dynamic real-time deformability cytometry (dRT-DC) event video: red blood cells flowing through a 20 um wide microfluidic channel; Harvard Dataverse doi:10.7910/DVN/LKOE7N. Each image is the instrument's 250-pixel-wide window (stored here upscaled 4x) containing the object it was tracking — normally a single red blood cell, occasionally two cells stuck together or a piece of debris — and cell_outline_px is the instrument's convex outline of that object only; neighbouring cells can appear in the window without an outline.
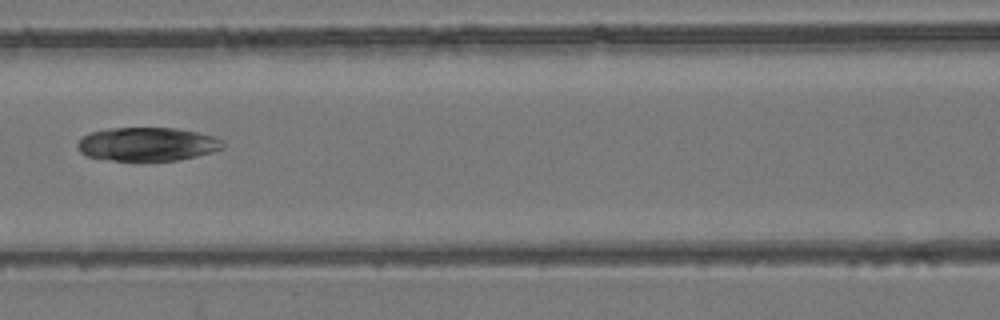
{"species": "common noctule bat (a hibernating species)", "species_latin": "Nyctalus noctula", "temperature_condition": "room temperature", "stored_images_in_passage": 8, "camera_frame_rate_fps": 3000, "um_per_image_px": 0.085, "animal": {"sex": "female", "body_mass_g": 24.6, "forearm_length_mm": 56.2}, "frame": {"image": 1, "passage_image": 7, "time_ms": 7.667, "image_size_px": [1000, 320], "cell_outline_px": [[224, 148], [212, 152], [196, 156], [176, 160], [148, 164], [136, 164], [84, 156], [76, 148], [76, 144], [88, 132], [108, 128], [176, 128], [216, 136], [224, 140]], "centroid_in_image_um": [12.5, 12.3], "position_along_channel_um": 154.1, "area_um2": 29.77}}
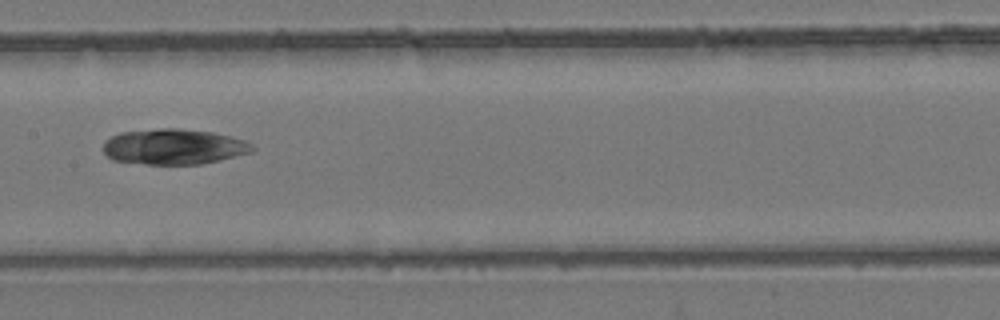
{"frame": {"image": 2, "passage_image": 8, "time_ms": 8.667, "image_size_px": [1000, 320], "cell_outline_px": [[256, 148], [252, 152], [220, 160], [200, 164], [144, 164], [112, 160], [104, 152], [104, 140], [120, 132], [160, 128], [176, 128], [212, 132], [244, 140], [252, 144]], "centroid_in_image_um": [14.76, 12.47], "position_along_channel_um": 192.6, "area_um2": 30.87}}